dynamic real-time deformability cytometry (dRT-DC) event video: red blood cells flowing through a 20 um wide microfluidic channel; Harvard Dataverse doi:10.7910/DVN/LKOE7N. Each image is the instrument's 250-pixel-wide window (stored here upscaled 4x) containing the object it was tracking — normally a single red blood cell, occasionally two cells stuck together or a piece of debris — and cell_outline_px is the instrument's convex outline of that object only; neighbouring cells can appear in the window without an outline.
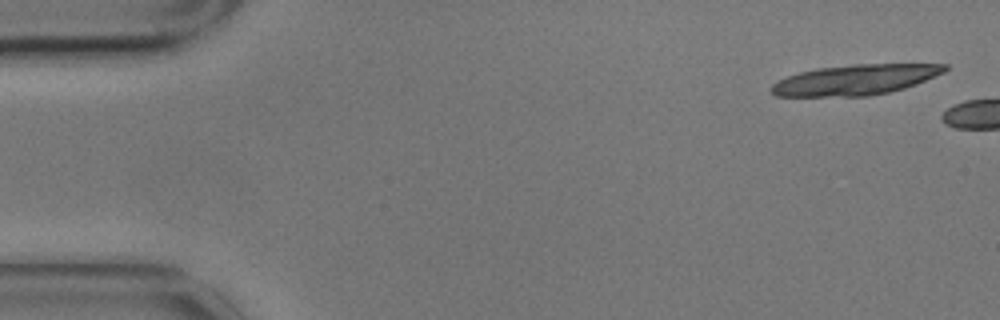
{"species": "common noctule bat (a hibernating species)", "species_latin": "Nyctalus noctula", "temperature_condition": "cold", "stored_images_in_passage": 2, "camera_frame_rate_fps": 3000, "um_per_image_px": 0.085, "animal": {"sex": "male", "body_mass_g": 17.9}, "frame": {"image": 1, "passage_image": 1, "time_ms": 0.0, "image_size_px": [1000, 320], "cell_outline_px": [[948, 68], [944, 72], [916, 84], [904, 88], [888, 92], [868, 96], [776, 96], [768, 92], [772, 84], [776, 80], [800, 72], [816, 68], [856, 64], [948, 64]], "centroid_in_image_um": [72.66, 6.78], "position_along_channel_um": 12.3, "area_um2": 30.69}}